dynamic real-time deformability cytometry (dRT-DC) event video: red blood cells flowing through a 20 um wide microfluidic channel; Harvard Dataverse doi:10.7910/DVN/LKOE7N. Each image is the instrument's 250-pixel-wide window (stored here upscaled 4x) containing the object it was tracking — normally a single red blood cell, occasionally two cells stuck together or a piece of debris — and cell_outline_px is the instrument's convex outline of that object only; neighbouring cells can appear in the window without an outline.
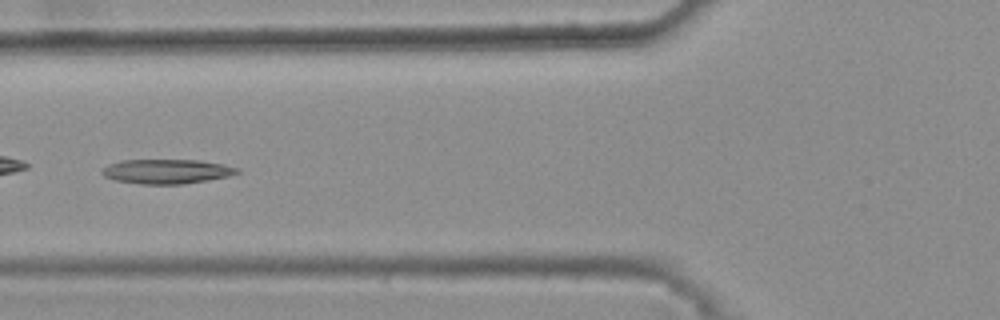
{"species": "common noctule bat (a hibernating species)", "species_latin": "Nyctalus noctula", "temperature_condition": "warm", "stored_images_in_passage": 43, "camera_frame_rate_fps": 3000, "um_per_image_px": 0.085, "animal": {"sex": "female", "body_mass_g": 25.1}, "frame": {"image": 1, "passage_image": 19, "time_ms": 6.0, "image_size_px": [1000, 320], "cell_outline_px": [[240, 172], [228, 176], [208, 180], [184, 184], [140, 184], [116, 180], [104, 176], [100, 172], [108, 164], [120, 160], [196, 160], [224, 164], [240, 168]], "centroid_in_image_um": [14.18, 14.57], "position_along_channel_um": 111.6, "area_um2": 19.31}}
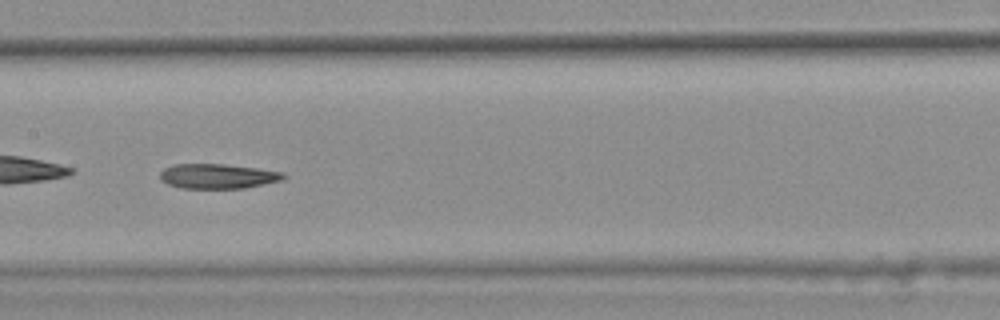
{"frame": {"image": 2, "passage_image": 25, "time_ms": 8.0, "image_size_px": [1000, 320], "cell_outline_px": [[288, 176], [280, 180], [244, 188], [180, 188], [168, 184], [160, 180], [160, 172], [164, 168], [172, 164], [224, 164], [256, 168], [284, 172]], "centroid_in_image_um": [18.47, 14.97], "position_along_channel_um": 188.9, "area_um2": 17.8}}